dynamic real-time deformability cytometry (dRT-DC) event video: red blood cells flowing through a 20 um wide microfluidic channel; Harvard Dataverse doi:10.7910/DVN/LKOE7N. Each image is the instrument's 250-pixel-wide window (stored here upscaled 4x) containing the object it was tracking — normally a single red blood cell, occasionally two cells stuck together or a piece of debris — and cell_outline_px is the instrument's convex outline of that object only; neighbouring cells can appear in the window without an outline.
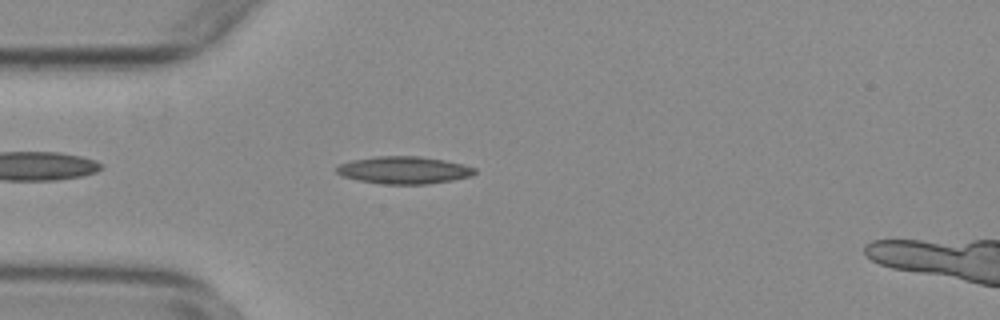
{"species": "common noctule bat (a hibernating species)", "species_latin": "Nyctalus noctula", "temperature_condition": "warm", "stored_images_in_passage": 43, "camera_frame_rate_fps": 3000, "um_per_image_px": 0.085, "animal": {"sex": "female", "body_mass_g": 29.2, "forearm_length_mm": 56.3}, "frame": {"image": 1, "passage_image": 3, "time_ms": 0.667, "image_size_px": [1000, 320], "cell_outline_px": [[476, 172], [472, 176], [452, 180], [428, 184], [384, 184], [360, 180], [344, 176], [336, 172], [336, 168], [340, 164], [352, 160], [376, 156], [420, 156], [444, 160], [476, 168]], "centroid_in_image_um": [34.35, 14.46], "position_along_channel_um": 50.6, "area_um2": 21.85}}
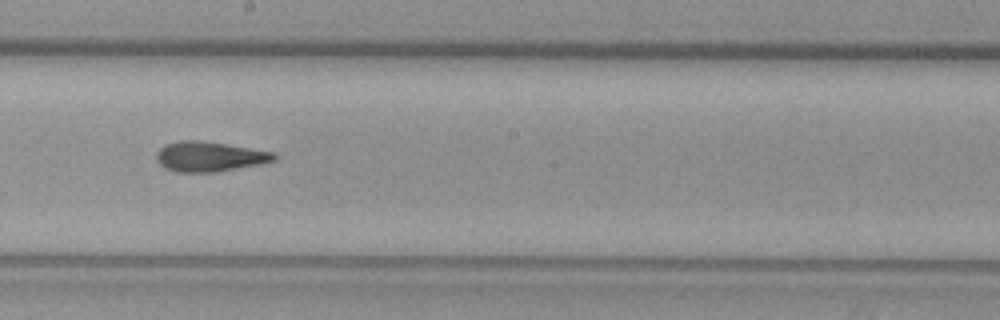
{"frame": {"image": 2, "passage_image": 18, "time_ms": 5.667, "image_size_px": [1000, 320], "cell_outline_px": [[276, 160], [260, 164], [216, 172], [176, 172], [164, 168], [156, 160], [156, 152], [160, 148], [168, 144], [180, 140], [196, 140], [224, 144], [276, 152]], "centroid_in_image_um": [17.8, 13.32], "position_along_channel_um": 230.4, "area_um2": 20.46}}
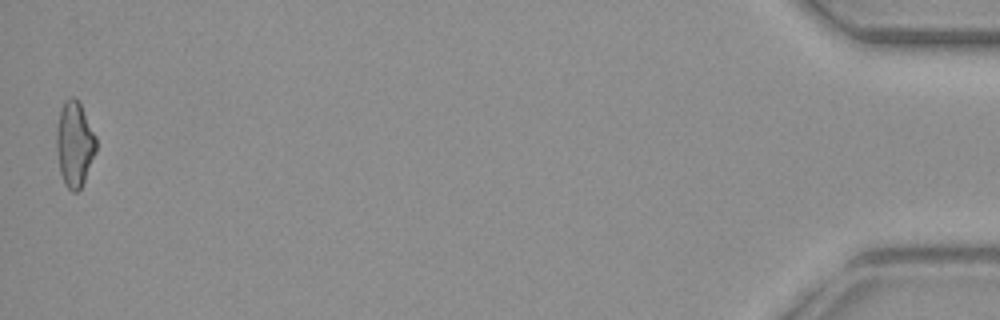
{"frame": {"image": 3, "passage_image": 42, "time_ms": 13.667, "image_size_px": [1000, 320], "cell_outline_px": [[96, 152], [84, 180], [80, 188], [76, 192], [72, 192], [64, 184], [60, 172], [56, 148], [56, 128], [60, 112], [64, 100], [68, 96], [72, 96], [80, 104], [96, 136]], "centroid_in_image_um": [6.32, 12.24], "position_along_channel_um": 428.9, "area_um2": 19.59}}